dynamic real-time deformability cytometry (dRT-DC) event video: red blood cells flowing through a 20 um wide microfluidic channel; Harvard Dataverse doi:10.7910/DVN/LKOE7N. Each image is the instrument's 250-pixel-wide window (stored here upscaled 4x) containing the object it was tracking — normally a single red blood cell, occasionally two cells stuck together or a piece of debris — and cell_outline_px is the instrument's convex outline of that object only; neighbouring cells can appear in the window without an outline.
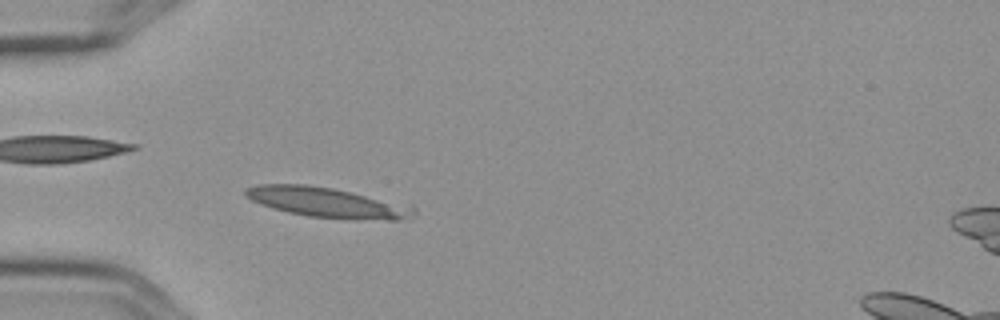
{"species": "Egyptian fruit bat (a non-hibernating species)", "species_latin": "Rousettus aegyptiacus", "temperature_condition": "cold", "stored_images_in_passage": 3, "camera_frame_rate_fps": 3000, "um_per_image_px": 0.085, "frame": {"image": 1, "passage_image": 3, "time_ms": 0.667, "image_size_px": [1000, 320], "cell_outline_px": [[416, 216], [396, 220], [356, 220], [308, 216], [288, 212], [272, 208], [260, 204], [244, 196], [244, 188], [260, 184], [308, 184], [332, 188], [412, 204], [416, 208]], "centroid_in_image_um": [27.89, 17.21], "position_along_channel_um": 57.1, "area_um2": 30.06}}